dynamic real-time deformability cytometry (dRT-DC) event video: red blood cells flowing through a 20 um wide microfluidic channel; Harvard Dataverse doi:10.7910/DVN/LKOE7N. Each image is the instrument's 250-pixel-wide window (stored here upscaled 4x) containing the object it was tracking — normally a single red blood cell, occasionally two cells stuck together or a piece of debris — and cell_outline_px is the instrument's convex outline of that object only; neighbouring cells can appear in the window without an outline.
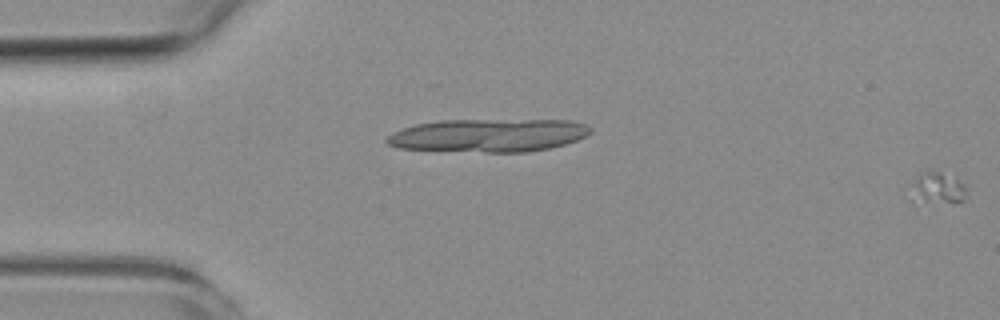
{"species": "common noctule bat (a hibernating species)", "species_latin": "Nyctalus noctula", "temperature_condition": "room temperature", "stored_images_in_passage": 4, "camera_frame_rate_fps": 3000, "um_per_image_px": 0.085, "animal": {"sex": "female", "body_mass_g": 19.3, "forearm_length_mm": 54.1}, "frame": {"image": 1, "passage_image": 4, "time_ms": 3.333, "image_size_px": [1000, 320], "cell_outline_px": [[968, 192], [964, 200], [912, 204], [908, 200], [916, 180], [928, 168], [940, 172], [964, 184], [968, 188]], "centroid_in_image_um": [79.64, 16.04], "position_along_channel_um": 5.4, "area_um2": 10.35}}